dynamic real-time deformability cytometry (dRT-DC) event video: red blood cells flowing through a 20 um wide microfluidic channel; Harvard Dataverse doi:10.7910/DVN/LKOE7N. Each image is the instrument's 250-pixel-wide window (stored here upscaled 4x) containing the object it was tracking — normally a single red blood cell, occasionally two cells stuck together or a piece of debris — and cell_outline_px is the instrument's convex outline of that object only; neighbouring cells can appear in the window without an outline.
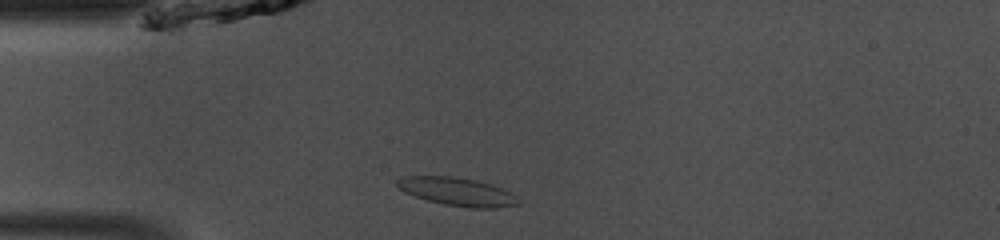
{"species": "common noctule bat (a hibernating species)", "species_latin": "Nyctalus noctula", "temperature_condition": "room temperature", "stored_images_in_passage": 37, "camera_frame_rate_fps": 3000, "um_per_image_px": 0.085, "animal": {"sex": "male", "body_mass_g": 13.0, "forearm_length_mm": 53.1}, "frame": {"image": 1, "passage_image": 2, "time_ms": 0.333, "image_size_px": [1000, 240], "cell_outline_px": [[520, 204], [496, 208], [472, 208], [444, 204], [428, 200], [404, 192], [396, 184], [396, 180], [404, 176], [452, 176], [476, 180], [500, 188], [516, 196], [520, 200]], "centroid_in_image_um": [38.86, 16.29], "position_along_channel_um": 46.1, "area_um2": 19.65}}
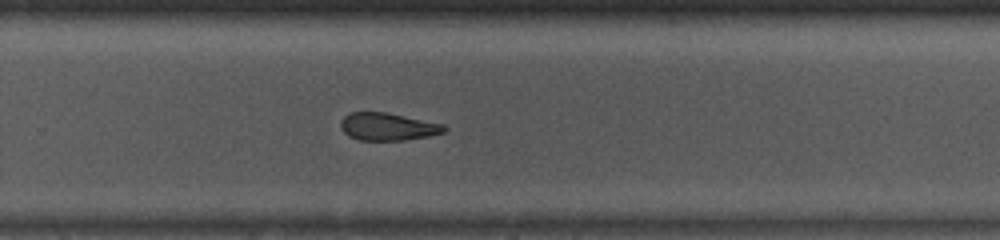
{"frame": {"image": 2, "passage_image": 21, "time_ms": 6.667, "image_size_px": [1000, 240], "cell_outline_px": [[448, 128], [444, 132], [428, 136], [404, 140], [360, 140], [348, 136], [340, 128], [340, 120], [348, 112], [384, 112], [444, 124]], "centroid_in_image_um": [32.93, 10.76], "position_along_channel_um": 296.9, "area_um2": 16.65}}
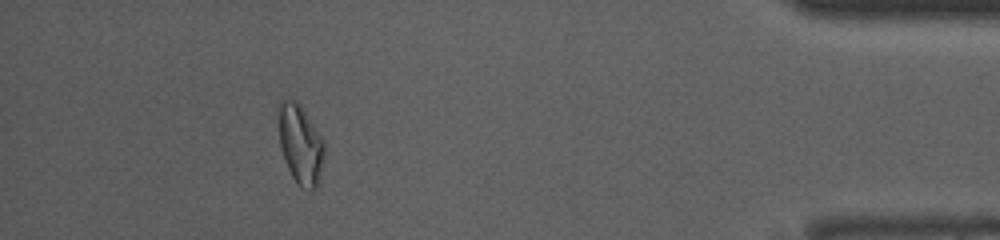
{"frame": {"image": 3, "passage_image": 33, "time_ms": 10.667, "image_size_px": [1000, 240], "cell_outline_px": [[324, 160], [316, 188], [312, 192], [300, 188], [296, 184], [284, 160], [280, 148], [280, 100], [292, 100], [300, 104], [324, 140]], "centroid_in_image_um": [25.57, 12.35], "position_along_channel_um": 409.6, "area_um2": 21.04}, "authors_computed_cell_mechanics": {"area_um2": 17.8602, "velocity_mm_per_s": 4.1422, "shape_relaxation_time_tau1_ms": 6.1232, "shape_relaxation_time_tau2_ms": 2.544, "deformation_change_tau1": 0.1467, "deformation_change_tau2": 0.1144}}